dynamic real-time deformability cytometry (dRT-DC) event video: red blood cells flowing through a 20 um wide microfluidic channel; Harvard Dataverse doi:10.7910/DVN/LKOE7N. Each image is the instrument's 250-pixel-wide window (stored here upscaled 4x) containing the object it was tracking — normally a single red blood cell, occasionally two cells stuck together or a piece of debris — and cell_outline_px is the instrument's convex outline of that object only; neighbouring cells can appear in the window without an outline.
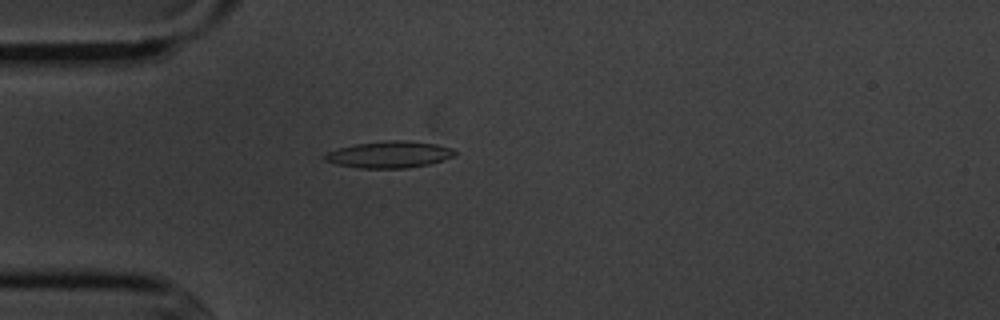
{"species": "common noctule bat (a hibernating species)", "species_latin": "Nyctalus noctula", "temperature_condition": "cold", "stored_images_in_passage": 3, "camera_frame_rate_fps": 3000, "um_per_image_px": 0.085, "animal": {"sex": "male", "body_mass_g": 20.1, "forearm_length_mm": 53.5}, "frame": {"image": 1, "passage_image": 3, "time_ms": 2.667, "image_size_px": [1000, 320], "cell_outline_px": [[456, 156], [444, 160], [428, 164], [408, 168], [360, 168], [336, 164], [324, 160], [324, 156], [328, 152], [340, 148], [356, 144], [388, 140], [408, 140], [436, 144], [452, 148], [456, 152]], "centroid_in_image_um": [33.14, 13.13], "position_along_channel_um": 51.9, "area_um2": 20.17}}